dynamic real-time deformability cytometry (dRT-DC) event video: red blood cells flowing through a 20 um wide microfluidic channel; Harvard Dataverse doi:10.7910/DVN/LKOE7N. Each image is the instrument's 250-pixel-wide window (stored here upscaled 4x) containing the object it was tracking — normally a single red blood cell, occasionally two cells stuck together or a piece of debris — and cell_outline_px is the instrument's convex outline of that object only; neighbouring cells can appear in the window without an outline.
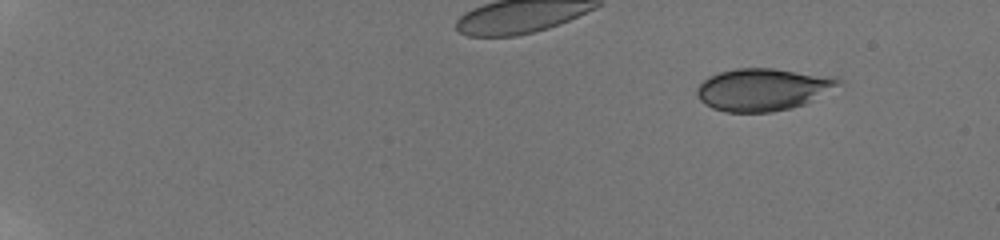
{"species": "human", "species_latin": "Homo sapiens", "temperature_condition": "room temperature", "stored_images_in_passage": 24, "camera_frame_rate_fps": 3000, "um_per_image_px": 0.085, "donor": {"sex": "male"}, "frame": {"image": 1, "passage_image": 5, "time_ms": 1.333, "image_size_px": [1000, 240], "cell_outline_px": [[844, 84], [804, 104], [792, 108], [772, 112], [724, 112], [712, 108], [704, 104], [696, 96], [696, 88], [708, 76], [720, 72], [736, 68], [772, 68], [836, 76], [844, 80]], "centroid_in_image_um": [64.88, 7.6], "position_along_channel_um": 20.1, "area_um2": 35.43}}
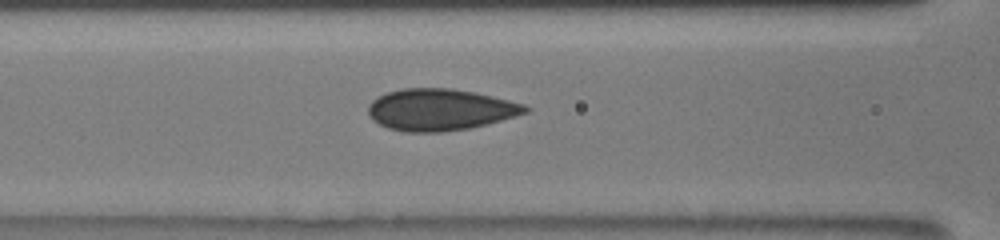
{"frame": {"image": 2, "passage_image": 18, "time_ms": 5.667, "image_size_px": [1000, 240], "cell_outline_px": [[532, 108], [528, 112], [516, 116], [468, 128], [440, 132], [404, 132], [388, 128], [372, 120], [368, 116], [368, 104], [372, 100], [388, 92], [404, 88], [452, 88], [472, 92], [508, 100], [524, 104]], "centroid_in_image_um": [37.38, 9.32], "position_along_channel_um": 129.2, "area_um2": 37.92}}
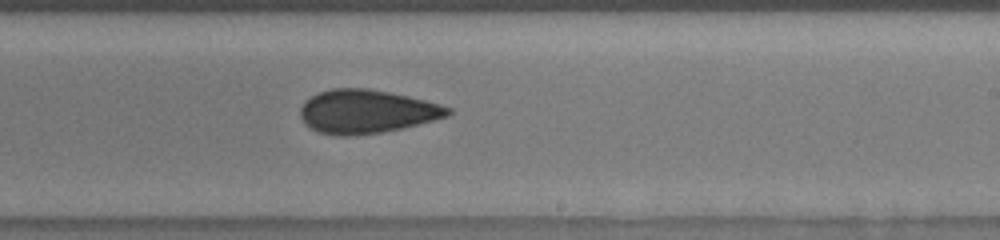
{"frame": {"image": 3, "passage_image": 24, "time_ms": 7.667, "image_size_px": [1000, 240], "cell_outline_px": [[452, 112], [448, 116], [400, 128], [380, 132], [348, 136], [336, 136], [320, 132], [304, 124], [300, 116], [300, 108], [304, 100], [320, 92], [332, 88], [368, 88], [408, 96], [440, 104], [452, 108]], "centroid_in_image_um": [31.12, 9.47], "position_along_channel_um": 257.9, "area_um2": 37.22}}